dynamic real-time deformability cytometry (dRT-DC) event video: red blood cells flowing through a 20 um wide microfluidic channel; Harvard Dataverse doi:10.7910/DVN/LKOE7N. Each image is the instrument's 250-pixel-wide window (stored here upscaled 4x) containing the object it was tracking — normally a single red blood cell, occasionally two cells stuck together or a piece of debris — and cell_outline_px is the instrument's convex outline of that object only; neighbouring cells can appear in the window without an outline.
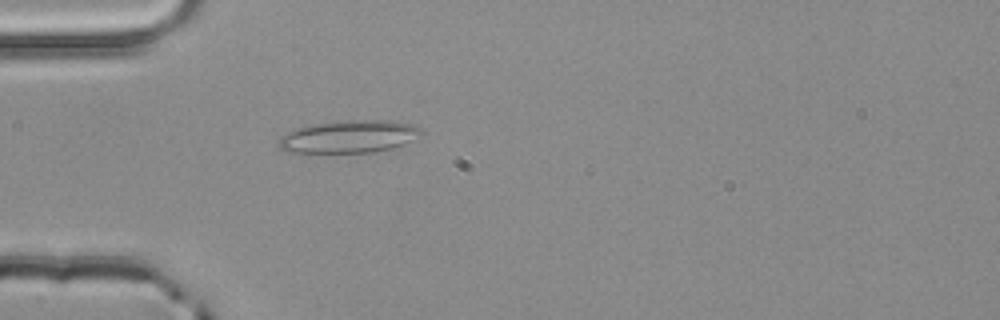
{"species": "common noctule bat (a hibernating species)", "species_latin": "Nyctalus noctula", "temperature_condition": "room temperature", "stored_images_in_passage": 1, "camera_frame_rate_fps": 3000, "um_per_image_px": 0.085, "animal": {"sex": "male", "body_mass_g": 20.4}, "frame": {"image": 1, "passage_image": 1, "time_ms": 0.0, "image_size_px": [1000, 320], "cell_outline_px": [[424, 132], [420, 136], [404, 144], [392, 148], [372, 152], [288, 152], [280, 148], [280, 136], [296, 128], [316, 124], [348, 120], [392, 120], [412, 124], [420, 128]], "centroid_in_image_um": [29.72, 11.6], "position_along_channel_um": 55.3, "area_um2": 26.82}}